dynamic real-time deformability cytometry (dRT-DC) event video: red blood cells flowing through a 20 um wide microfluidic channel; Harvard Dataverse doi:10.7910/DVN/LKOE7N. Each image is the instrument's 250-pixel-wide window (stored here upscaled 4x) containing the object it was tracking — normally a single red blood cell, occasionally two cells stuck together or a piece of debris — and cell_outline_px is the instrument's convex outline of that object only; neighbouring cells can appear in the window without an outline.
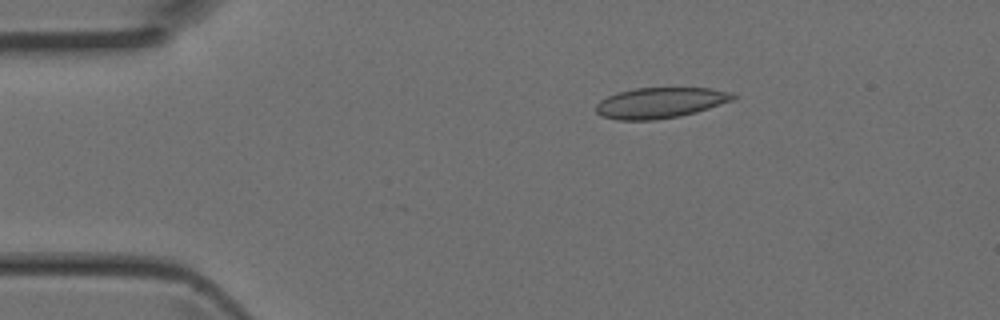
{"species": "Egyptian fruit bat (a non-hibernating species)", "species_latin": "Rousettus aegyptiacus", "temperature_condition": "room temperature", "stored_images_in_passage": 3, "camera_frame_rate_fps": 3000, "um_per_image_px": 0.085, "animal": {"sex": "female"}, "frame": {"image": 1, "passage_image": 2, "time_ms": 0.333, "image_size_px": [1000, 320], "cell_outline_px": [[740, 96], [732, 100], [696, 112], [680, 116], [656, 120], [616, 120], [604, 116], [596, 112], [596, 104], [600, 100], [608, 96], [620, 92], [636, 88], [712, 88], [732, 92]], "centroid_in_image_um": [56.15, 8.74], "position_along_channel_um": 28.9, "area_um2": 24.45}}